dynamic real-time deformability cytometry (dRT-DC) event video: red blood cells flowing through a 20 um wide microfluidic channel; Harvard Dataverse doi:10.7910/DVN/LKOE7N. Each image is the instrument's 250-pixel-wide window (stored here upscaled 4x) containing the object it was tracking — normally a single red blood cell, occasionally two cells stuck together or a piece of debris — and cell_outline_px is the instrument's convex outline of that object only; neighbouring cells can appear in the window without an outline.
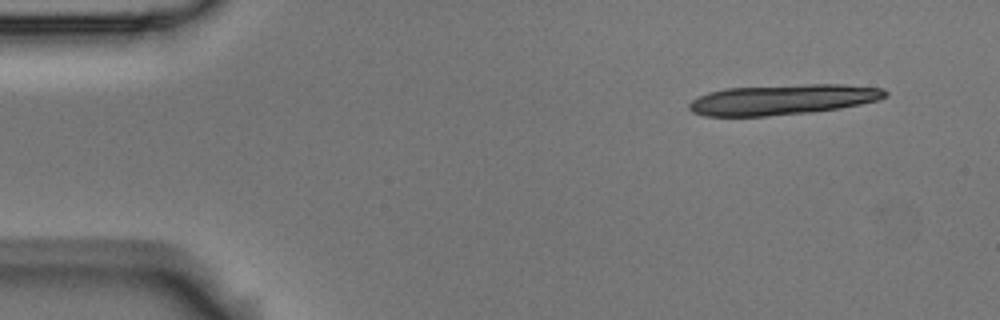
{"species": "Egyptian fruit bat (a non-hibernating species)", "species_latin": "Rousettus aegyptiacus", "temperature_condition": "room temperature", "stored_images_in_passage": 5, "camera_frame_rate_fps": 3000, "um_per_image_px": 0.085, "animal": {"sex": "male"}, "frame": {"image": 1, "passage_image": 1, "time_ms": 0.0, "image_size_px": [1000, 320], "cell_outline_px": [[888, 96], [880, 100], [840, 108], [812, 112], [768, 116], [704, 116], [692, 112], [688, 108], [688, 104], [696, 96], [708, 92], [724, 88], [804, 84], [844, 84], [884, 88], [888, 92]], "centroid_in_image_um": [66.53, 8.46], "position_along_channel_um": 18.5, "area_um2": 35.14}}